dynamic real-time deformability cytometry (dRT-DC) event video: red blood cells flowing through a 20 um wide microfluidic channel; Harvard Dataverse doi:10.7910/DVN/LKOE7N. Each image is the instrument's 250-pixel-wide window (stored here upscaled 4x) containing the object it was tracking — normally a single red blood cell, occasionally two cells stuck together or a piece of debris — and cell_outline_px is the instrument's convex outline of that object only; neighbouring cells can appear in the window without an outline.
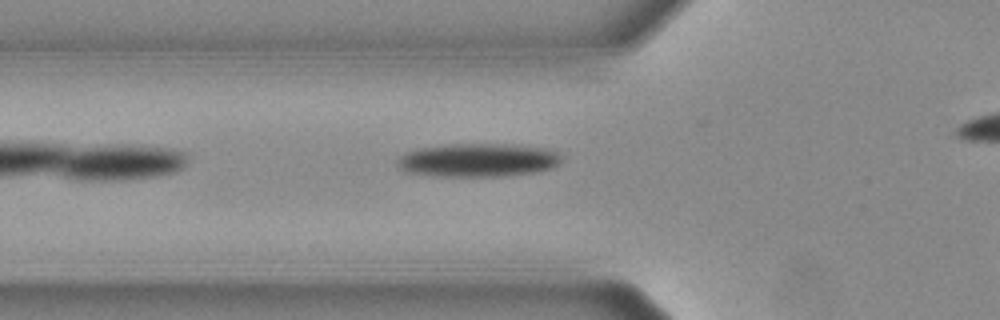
{"species": "Egyptian fruit bat (a non-hibernating species)", "species_latin": "Rousettus aegyptiacus", "temperature_condition": "warm", "stored_images_in_passage": 32, "camera_frame_rate_fps": 3000, "um_per_image_px": 0.085, "animal": {"sex": "female"}, "frame": {"image": 1, "passage_image": 3, "time_ms": 0.667, "image_size_px": [1000, 320], "cell_outline_px": [[560, 160], [552, 168], [532, 172], [492, 176], [444, 176], [408, 172], [400, 168], [400, 156], [408, 152], [424, 148], [452, 144], [508, 144], [548, 148], [556, 152], [560, 156]], "centroid_in_image_um": [40.68, 13.6], "position_along_channel_um": 85.1, "area_um2": 31.1}}
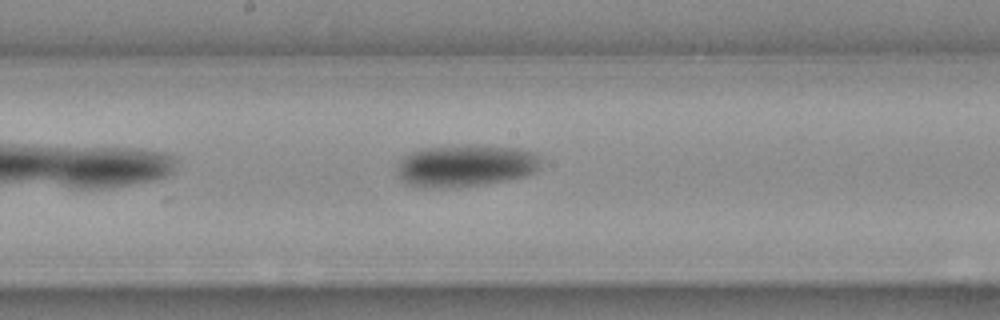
{"frame": {"image": 2, "passage_image": 13, "time_ms": 4.0, "image_size_px": [1000, 320], "cell_outline_px": [[536, 168], [532, 172], [524, 176], [476, 184], [408, 184], [400, 176], [400, 164], [408, 156], [424, 148], [512, 148], [532, 152], [536, 156]], "centroid_in_image_um": [39.62, 14.07], "position_along_channel_um": 208.6, "area_um2": 31.15}}
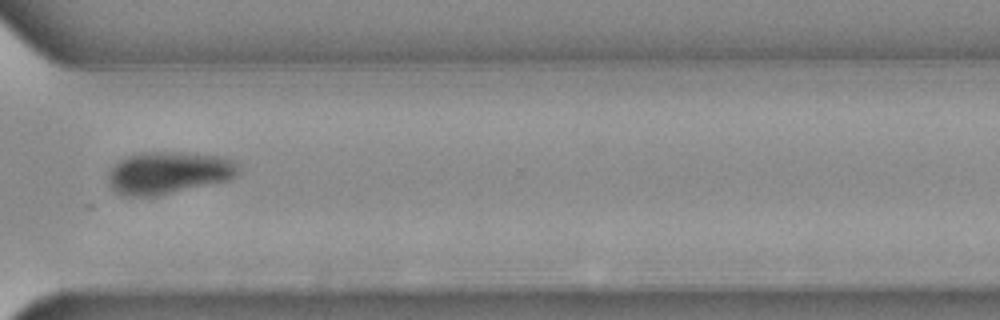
{"frame": {"image": 3, "passage_image": 25, "time_ms": 8.0, "image_size_px": [1000, 320], "cell_outline_px": [[236, 176], [228, 180], [156, 196], [128, 196], [116, 192], [112, 188], [108, 176], [112, 168], [120, 160], [128, 156], [144, 152], [176, 152], [216, 156], [228, 160], [236, 164]], "centroid_in_image_um": [14.27, 14.69], "position_along_channel_um": 356.3, "area_um2": 31.21}}